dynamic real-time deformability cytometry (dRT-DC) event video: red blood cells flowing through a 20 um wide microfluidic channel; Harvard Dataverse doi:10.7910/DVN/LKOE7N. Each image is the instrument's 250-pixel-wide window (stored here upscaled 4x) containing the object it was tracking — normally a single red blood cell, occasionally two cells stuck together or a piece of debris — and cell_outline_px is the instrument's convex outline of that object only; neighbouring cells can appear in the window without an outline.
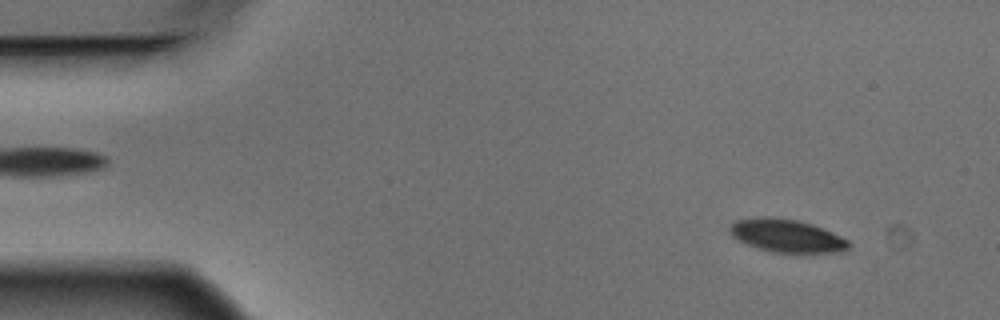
{"species": "Egyptian fruit bat (a non-hibernating species)", "species_latin": "Rousettus aegyptiacus", "temperature_condition": "warm", "stored_images_in_passage": 7, "camera_frame_rate_fps": 3000, "um_per_image_px": 0.085, "animal": {"sex": "male"}, "frame": {"image": 1, "passage_image": 1, "time_ms": 0.0, "image_size_px": [1000, 320], "cell_outline_px": [[852, 244], [844, 252], [800, 256], [772, 252], [756, 248], [736, 240], [732, 236], [728, 228], [736, 220], [760, 216], [768, 216], [796, 220], [812, 224], [832, 232], [848, 240]], "centroid_in_image_um": [66.92, 20.1], "position_along_channel_um": 18.1, "area_um2": 23.99}}
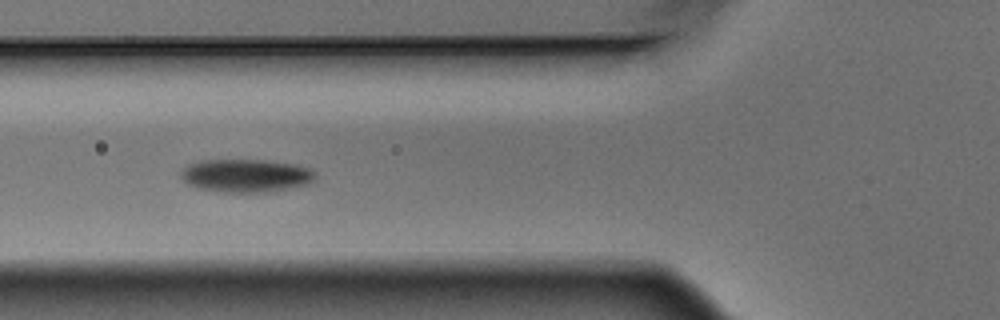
{"frame": {"image": 2, "passage_image": 5, "time_ms": 1.333, "image_size_px": [1000, 320], "cell_outline_px": [[316, 180], [308, 184], [276, 192], [224, 192], [196, 188], [188, 184], [180, 176], [180, 172], [188, 164], [200, 160], [264, 160], [296, 164], [308, 168], [316, 172]], "centroid_in_image_um": [20.94, 14.93], "position_along_channel_um": 104.9, "area_um2": 26.3}}
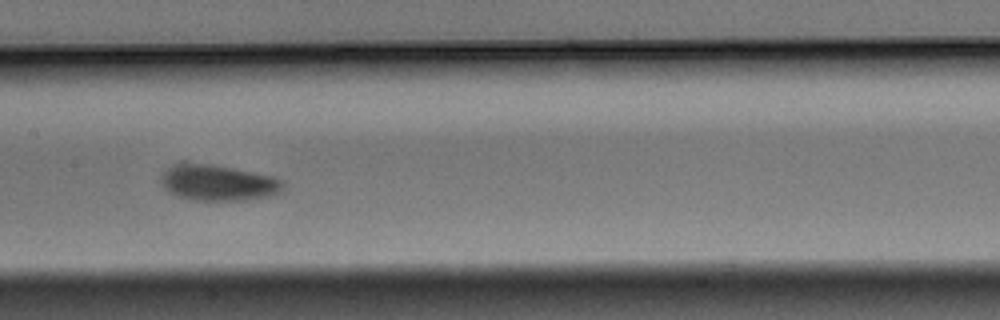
{"frame": {"image": 3, "passage_image": 7, "time_ms": 2.0, "image_size_px": [1000, 320], "cell_outline_px": [[284, 192], [268, 196], [248, 200], [192, 200], [168, 192], [160, 184], [160, 180], [164, 172], [172, 164], [180, 160], [208, 164], [232, 168], [272, 176], [280, 180], [284, 184]], "centroid_in_image_um": [18.49, 15.52], "position_along_channel_um": 188.9, "area_um2": 25.84}}